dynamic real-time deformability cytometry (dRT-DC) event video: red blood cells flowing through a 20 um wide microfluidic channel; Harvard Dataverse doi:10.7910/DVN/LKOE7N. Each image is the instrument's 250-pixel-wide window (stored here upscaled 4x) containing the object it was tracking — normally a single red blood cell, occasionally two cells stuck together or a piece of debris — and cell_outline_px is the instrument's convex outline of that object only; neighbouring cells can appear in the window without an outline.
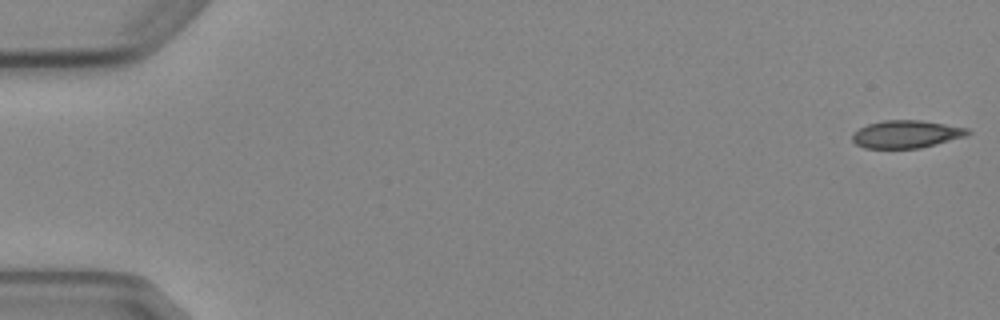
{"species": "Egyptian fruit bat (a non-hibernating species)", "species_latin": "Rousettus aegyptiacus", "temperature_condition": "cold", "stored_images_in_passage": 5, "camera_frame_rate_fps": 3000, "um_per_image_px": 0.085, "animal": {"sex": "female"}, "frame": {"image": 1, "passage_image": 1, "time_ms": 0.0, "image_size_px": [1000, 320], "cell_outline_px": [[972, 132], [968, 136], [920, 148], [864, 148], [856, 144], [852, 140], [852, 132], [868, 124], [884, 120], [920, 120], [968, 128]], "centroid_in_image_um": [77.04, 11.4], "position_along_channel_um": 8.0, "area_um2": 18.67}}
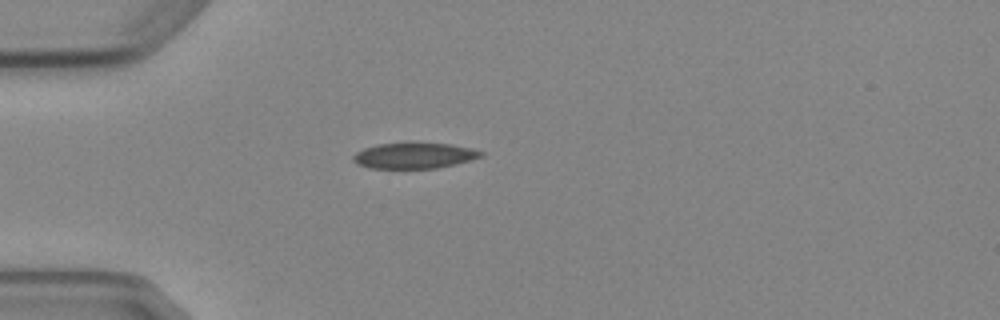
{"frame": {"image": 2, "passage_image": 5, "time_ms": 4.667, "image_size_px": [1000, 320], "cell_outline_px": [[484, 156], [456, 164], [436, 168], [368, 168], [356, 164], [352, 160], [352, 156], [356, 152], [364, 148], [376, 144], [412, 140], [452, 144], [472, 148], [484, 152]], "centroid_in_image_um": [35.2, 13.18], "position_along_channel_um": 49.8, "area_um2": 20.11}}